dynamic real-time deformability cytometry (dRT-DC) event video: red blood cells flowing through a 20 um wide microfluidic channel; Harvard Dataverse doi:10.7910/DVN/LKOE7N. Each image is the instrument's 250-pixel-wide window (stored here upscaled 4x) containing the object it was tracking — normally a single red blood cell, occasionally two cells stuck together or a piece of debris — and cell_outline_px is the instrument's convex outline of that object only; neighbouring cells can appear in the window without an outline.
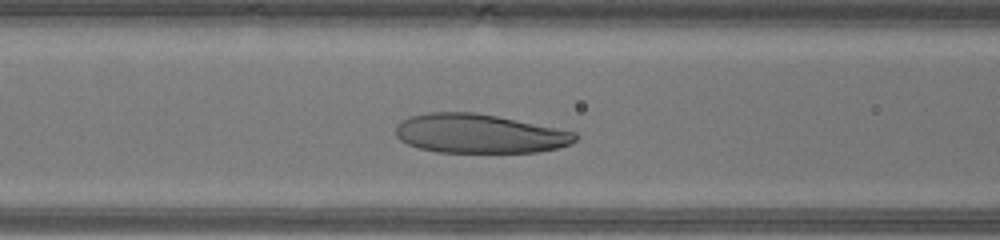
{"species": "human", "species_latin": "Homo sapiens", "temperature_condition": "warm", "stored_images_in_passage": 31, "camera_frame_rate_fps": 3000, "um_per_image_px": 0.085, "donor": {"sex": "male"}, "frame": {"image": 1, "passage_image": 12, "time_ms": 3.667, "image_size_px": [1000, 240], "cell_outline_px": [[580, 136], [576, 140], [568, 144], [556, 148], [536, 152], [436, 152], [420, 148], [408, 144], [400, 140], [396, 136], [396, 124], [400, 120], [408, 116], [428, 112], [476, 112], [576, 132]], "centroid_in_image_um": [40.69, 11.35], "position_along_channel_um": 125.9, "area_um2": 40.86}}
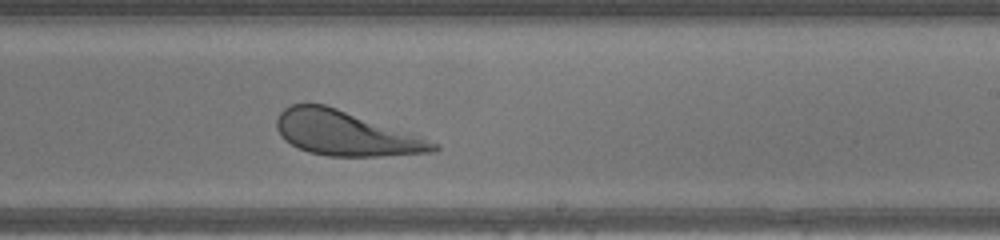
{"frame": {"image": 2, "passage_image": 21, "time_ms": 6.667, "image_size_px": [1000, 240], "cell_outline_px": [[440, 148], [436, 152], [380, 156], [328, 156], [308, 152], [284, 140], [280, 136], [276, 128], [276, 120], [280, 112], [284, 108], [292, 104], [324, 104], [336, 108], [440, 144]], "centroid_in_image_um": [29.33, 11.35], "position_along_channel_um": 259.7, "area_um2": 40.06}}
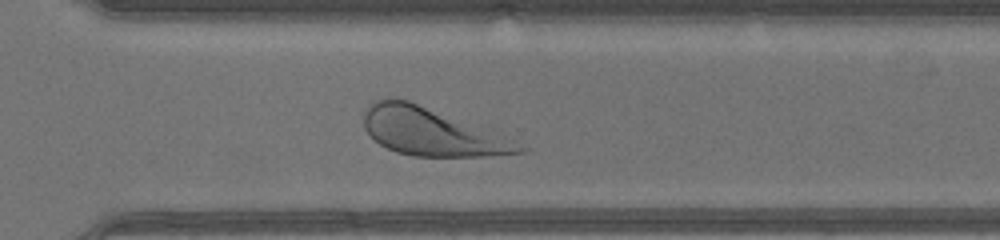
{"frame": {"image": 3, "passage_image": 26, "time_ms": 8.333, "image_size_px": [1000, 240], "cell_outline_px": [[528, 152], [484, 156], [412, 156], [396, 152], [380, 144], [364, 128], [364, 116], [368, 104], [376, 100], [408, 100], [504, 136], [528, 148]], "centroid_in_image_um": [36.68, 11.23], "position_along_channel_um": 333.9, "area_um2": 42.08}, "authors_computed_cell_mechanics": {"area_um2": 41.7316, "velocity_mm_per_s": 4.4532, "shape_relaxation_time_tau1_ms": 2.067, "shape_relaxation_time_tau2_ms": 1.813, "deformation_change_tau1": 0.1363, "deformation_change_tau2": 0.1184}}